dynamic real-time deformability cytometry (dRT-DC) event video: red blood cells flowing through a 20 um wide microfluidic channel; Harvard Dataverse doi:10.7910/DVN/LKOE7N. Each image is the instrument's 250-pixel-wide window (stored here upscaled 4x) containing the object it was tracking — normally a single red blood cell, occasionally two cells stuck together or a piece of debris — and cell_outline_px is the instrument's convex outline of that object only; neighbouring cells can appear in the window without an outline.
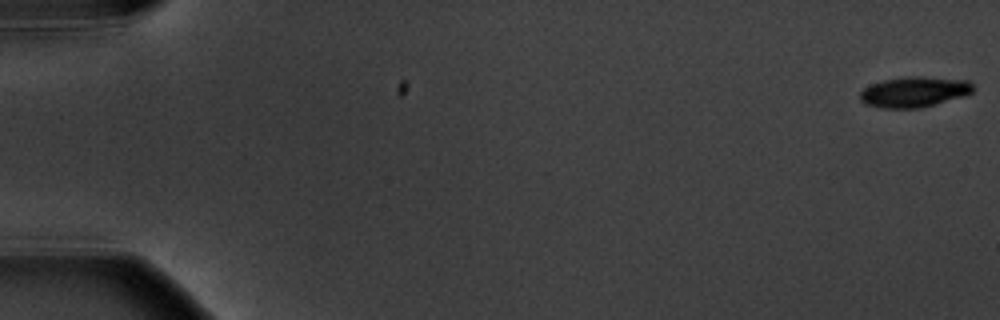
{"species": "common noctule bat (a hibernating species)", "species_latin": "Nyctalus noctula", "temperature_condition": "warm", "stored_images_in_passage": 5, "camera_frame_rate_fps": 3000, "um_per_image_px": 0.085, "animal": {"sex": "male", "body_mass_g": 20.1, "forearm_length_mm": 53.5}, "frame": {"image": 1, "passage_image": 1, "time_ms": 0.0, "image_size_px": [1000, 320], "cell_outline_px": [[976, 88], [972, 92], [964, 96], [920, 108], [884, 108], [864, 104], [860, 100], [860, 92], [864, 88], [872, 84], [884, 80], [908, 76], [920, 76], [968, 80]], "centroid_in_image_um": [77.72, 7.81], "position_along_channel_um": 7.3, "area_um2": 20.11}}
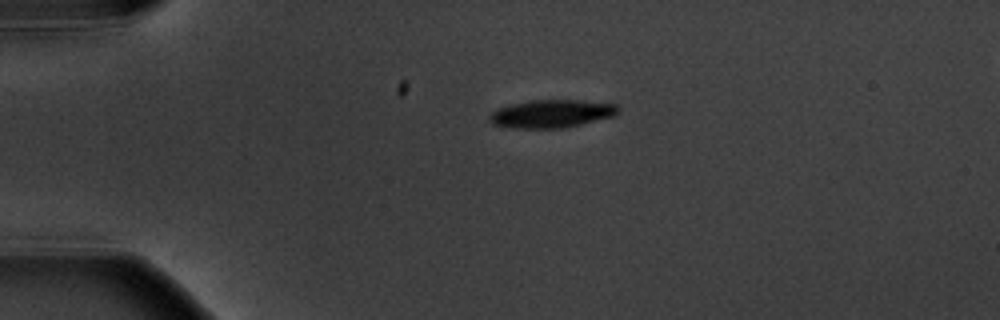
{"frame": {"image": 2, "passage_image": 4, "time_ms": 4.333, "image_size_px": [1000, 320], "cell_outline_px": [[620, 112], [616, 116], [564, 128], [512, 128], [492, 124], [488, 120], [488, 116], [496, 108], [508, 104], [528, 100], [576, 100], [616, 104], [620, 108]], "centroid_in_image_um": [46.86, 9.66], "position_along_channel_um": 38.1, "area_um2": 21.33}}